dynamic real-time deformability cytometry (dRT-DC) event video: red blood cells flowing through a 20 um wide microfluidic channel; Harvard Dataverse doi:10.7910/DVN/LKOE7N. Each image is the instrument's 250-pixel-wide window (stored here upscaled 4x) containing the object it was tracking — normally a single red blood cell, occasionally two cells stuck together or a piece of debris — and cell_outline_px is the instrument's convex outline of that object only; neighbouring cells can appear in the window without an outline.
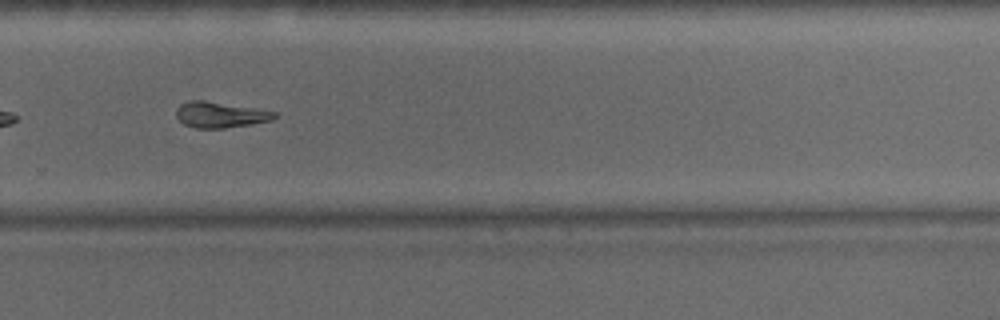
{"species": "common noctule bat (a hibernating species)", "species_latin": "Nyctalus noctula", "temperature_condition": "warm", "stored_images_in_passage": 25, "camera_frame_rate_fps": 3000, "um_per_image_px": 0.085, "animal": {"sex": "male", "body_mass_g": 15.6}, "frame": {"image": 1, "passage_image": 22, "time_ms": 7.0, "image_size_px": [1000, 320], "cell_outline_px": [[280, 116], [272, 120], [252, 124], [224, 128], [196, 128], [184, 124], [176, 116], [176, 108], [180, 104], [188, 100], [204, 100], [280, 112]], "centroid_in_image_um": [18.76, 9.75], "position_along_channel_um": 311.0, "area_um2": 14.97}}